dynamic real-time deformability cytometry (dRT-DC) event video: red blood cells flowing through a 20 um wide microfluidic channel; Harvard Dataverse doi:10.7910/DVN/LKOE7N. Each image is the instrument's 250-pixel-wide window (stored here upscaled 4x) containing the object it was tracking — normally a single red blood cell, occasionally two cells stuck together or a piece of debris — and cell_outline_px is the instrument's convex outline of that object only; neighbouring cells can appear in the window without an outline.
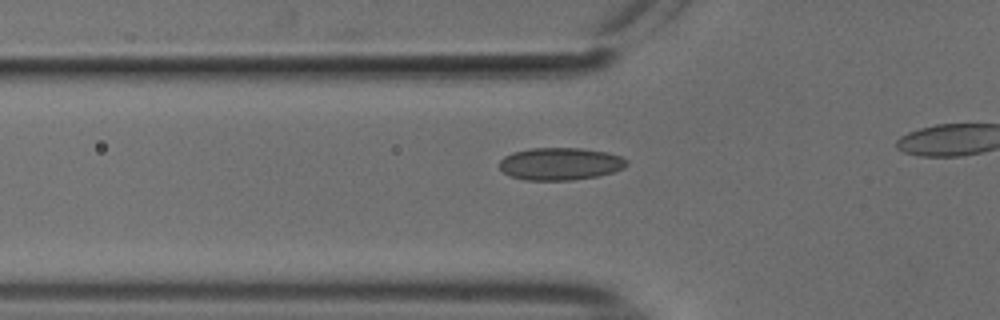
{"species": "common noctule bat (a hibernating species)", "species_latin": "Nyctalus noctula", "temperature_condition": "cold", "stored_images_in_passage": 26, "camera_frame_rate_fps": 3000, "um_per_image_px": 0.085, "animal": {"sex": "male", "body_mass_g": 18.8}, "frame": {"image": 1, "passage_image": 14, "time_ms": 4.333, "image_size_px": [1000, 320], "cell_outline_px": [[628, 164], [624, 168], [612, 172], [596, 176], [572, 180], [524, 180], [512, 176], [504, 172], [500, 168], [500, 160], [504, 156], [512, 152], [532, 148], [580, 148], [608, 152], [620, 156], [628, 160]], "centroid_in_image_um": [47.63, 13.92], "position_along_channel_um": 78.2, "area_um2": 24.04}}
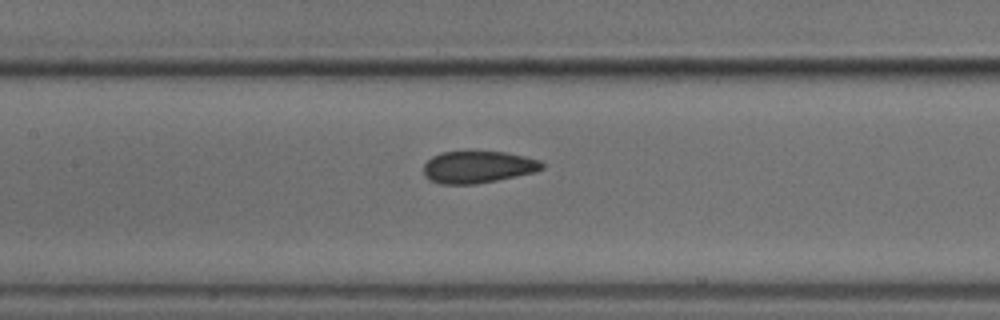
{"frame": {"image": 2, "passage_image": 21, "time_ms": 6.667, "image_size_px": [1000, 320], "cell_outline_px": [[544, 168], [536, 172], [476, 184], [440, 184], [428, 180], [424, 176], [424, 164], [432, 156], [440, 152], [504, 152], [524, 156], [540, 160], [544, 164]], "centroid_in_image_um": [40.61, 14.2], "position_along_channel_um": 166.8, "area_um2": 22.14}}
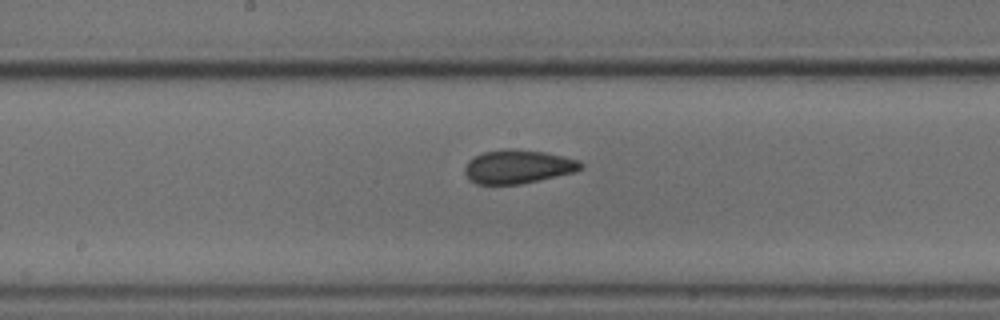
{"frame": {"image": 3, "passage_image": 24, "time_ms": 7.667, "image_size_px": [1000, 320], "cell_outline_px": [[584, 168], [576, 172], [520, 184], [476, 184], [468, 180], [464, 172], [464, 168], [468, 160], [484, 152], [504, 148], [512, 148], [544, 152], [580, 160], [584, 164]], "centroid_in_image_um": [44.03, 14.16], "position_along_channel_um": 204.2, "area_um2": 23.0}}